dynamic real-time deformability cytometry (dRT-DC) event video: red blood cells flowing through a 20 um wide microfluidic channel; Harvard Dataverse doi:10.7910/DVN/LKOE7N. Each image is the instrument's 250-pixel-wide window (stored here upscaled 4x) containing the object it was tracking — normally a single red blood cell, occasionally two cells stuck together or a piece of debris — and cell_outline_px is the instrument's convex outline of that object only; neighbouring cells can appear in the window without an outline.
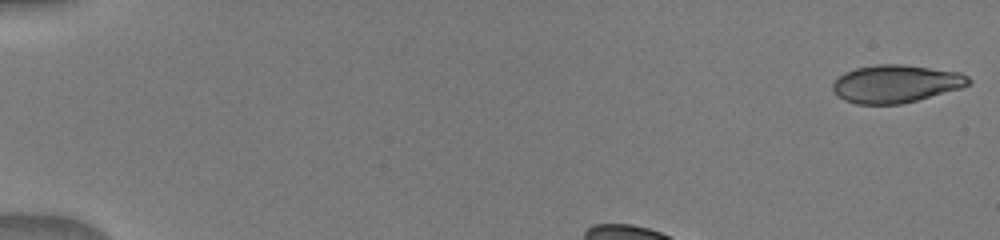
{"species": "human", "species_latin": "Homo sapiens", "temperature_condition": "warm", "stored_images_in_passage": 38, "camera_frame_rate_fps": 3000, "um_per_image_px": 0.085, "donor": {"sex": "male"}, "frame": {"image": 1, "passage_image": 1, "time_ms": 0.0, "image_size_px": [1000, 240], "cell_outline_px": [[972, 84], [960, 88], [916, 100], [900, 104], [856, 104], [844, 100], [832, 88], [832, 84], [844, 72], [856, 68], [876, 64], [904, 64], [960, 72], [968, 76], [972, 80]], "centroid_in_image_um": [76.17, 7.11], "position_along_channel_um": 8.8, "area_um2": 29.82}}
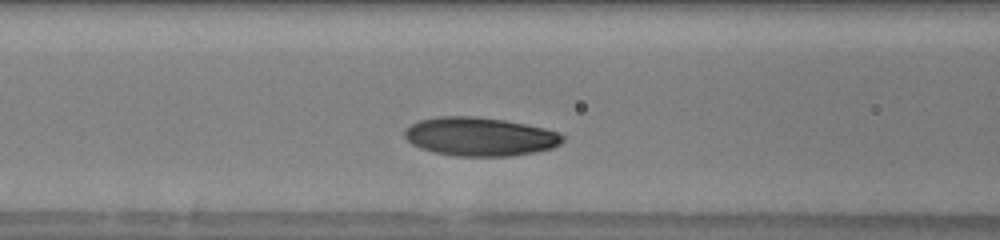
{"frame": {"image": 2, "passage_image": 15, "time_ms": 4.667, "image_size_px": [1000, 240], "cell_outline_px": [[564, 140], [560, 144], [552, 148], [536, 152], [512, 156], [456, 156], [436, 152], [420, 148], [412, 144], [404, 136], [404, 128], [420, 120], [440, 116], [476, 116], [504, 120], [544, 128], [556, 132], [564, 136]], "centroid_in_image_um": [40.78, 11.61], "position_along_channel_um": 125.8, "area_um2": 35.55}}
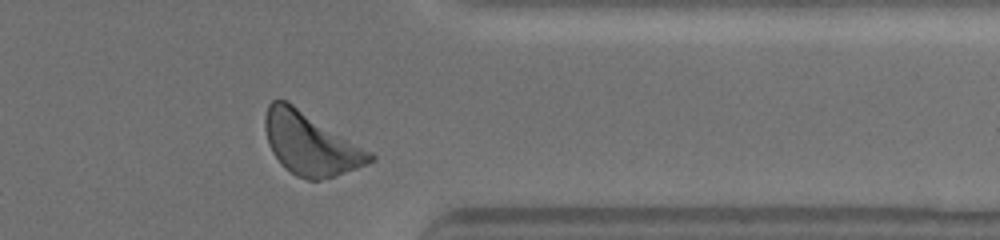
{"frame": {"image": 3, "passage_image": 35, "time_ms": 11.333, "image_size_px": [1000, 240], "cell_outline_px": [[376, 160], [368, 164], [336, 176], [320, 180], [308, 180], [296, 176], [284, 168], [272, 152], [268, 144], [264, 128], [264, 116], [268, 104], [272, 100], [284, 100], [292, 104], [372, 152], [376, 156]], "centroid_in_image_um": [26.39, 12.24], "position_along_channel_um": 385.0, "area_um2": 38.15}}